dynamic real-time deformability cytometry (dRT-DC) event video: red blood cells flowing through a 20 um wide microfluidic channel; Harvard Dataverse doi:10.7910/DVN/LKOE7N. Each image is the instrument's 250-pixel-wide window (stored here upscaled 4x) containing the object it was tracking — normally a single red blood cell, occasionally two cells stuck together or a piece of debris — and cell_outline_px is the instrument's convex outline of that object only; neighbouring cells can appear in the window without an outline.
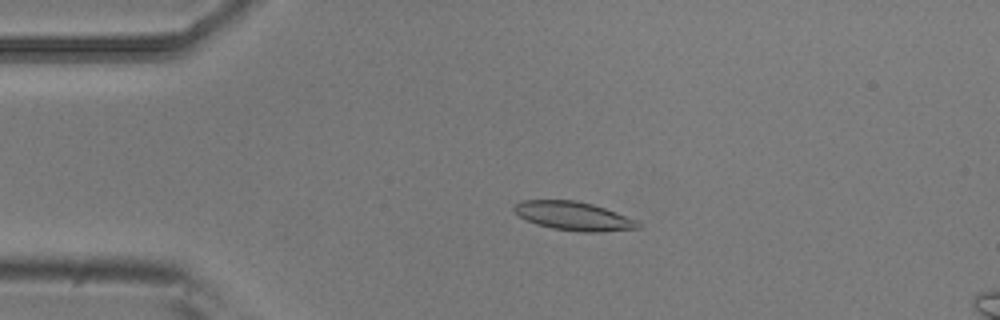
{"species": "common noctule bat (a hibernating species)", "species_latin": "Nyctalus noctula", "temperature_condition": "room temperature", "stored_images_in_passage": 2, "camera_frame_rate_fps": 3000, "um_per_image_px": 0.085, "animal": {"sex": "male", "body_mass_g": 20.5, "forearm_length_mm": 52.5}, "frame": {"image": 1, "passage_image": 1, "time_ms": 0.0, "image_size_px": [1000, 320], "cell_outline_px": [[640, 228], [604, 232], [580, 232], [552, 228], [536, 224], [520, 216], [512, 208], [520, 200], [576, 200], [592, 204], [616, 212], [636, 220], [640, 224]], "centroid_in_image_um": [48.76, 18.36], "position_along_channel_um": 36.2, "area_um2": 20.63}}